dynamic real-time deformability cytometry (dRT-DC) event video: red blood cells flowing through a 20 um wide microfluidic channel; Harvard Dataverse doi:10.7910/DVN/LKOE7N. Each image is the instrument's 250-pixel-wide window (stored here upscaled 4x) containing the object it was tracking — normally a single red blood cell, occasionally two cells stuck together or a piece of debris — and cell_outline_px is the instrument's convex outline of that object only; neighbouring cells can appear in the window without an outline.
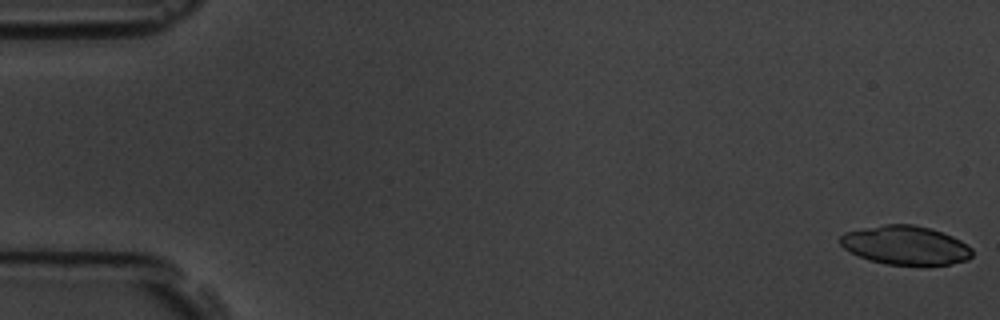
{"species": "common noctule bat (a hibernating species)", "species_latin": "Nyctalus noctula", "temperature_condition": "room temperature", "stored_images_in_passage": 58, "camera_frame_rate_fps": 3000, "um_per_image_px": 0.085, "animal": {"sex": "male", "body_mass_g": 19.5, "forearm_length_mm": 54.6}, "frame": {"image": 1, "passage_image": 1, "time_ms": 0.0, "image_size_px": [1000, 320], "cell_outline_px": [[972, 256], [968, 260], [948, 264], [884, 264], [868, 260], [844, 248], [840, 244], [840, 236], [844, 232], [884, 224], [912, 224], [928, 228], [952, 236], [960, 240], [972, 248]], "centroid_in_image_um": [76.95, 20.84], "position_along_channel_um": 8.0, "area_um2": 29.59}}
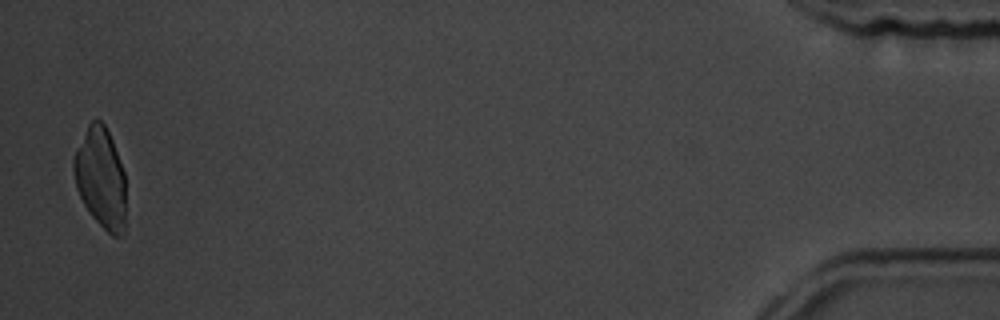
{"frame": {"image": 2, "passage_image": 57, "time_ms": 18.667, "image_size_px": [1000, 320], "cell_outline_px": [[124, 236], [112, 236], [92, 216], [84, 204], [76, 188], [72, 168], [72, 160], [76, 148], [88, 124], [96, 116], [104, 124], [112, 140], [124, 172]], "centroid_in_image_um": [8.53, 15.09], "position_along_channel_um": 426.7, "area_um2": 30.46}}